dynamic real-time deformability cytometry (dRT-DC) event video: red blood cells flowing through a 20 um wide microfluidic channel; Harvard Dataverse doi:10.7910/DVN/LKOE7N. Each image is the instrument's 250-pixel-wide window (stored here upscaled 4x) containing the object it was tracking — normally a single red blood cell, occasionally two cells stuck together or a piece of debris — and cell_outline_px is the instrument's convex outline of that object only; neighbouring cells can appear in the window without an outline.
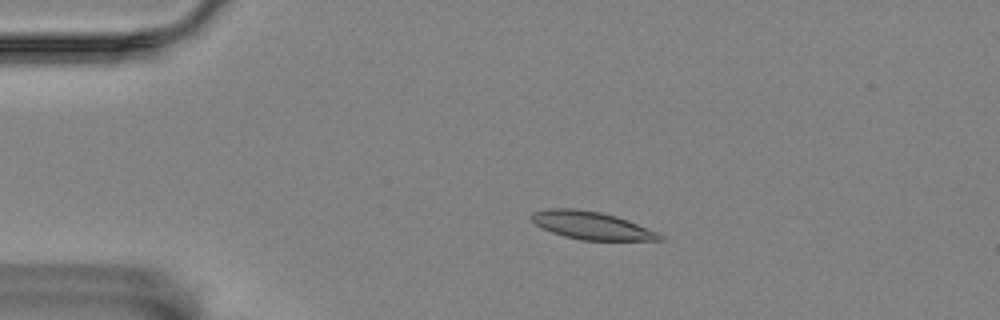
{"species": "Egyptian fruit bat (a non-hibernating species)", "species_latin": "Rousettus aegyptiacus", "temperature_condition": "room temperature", "stored_images_in_passage": 5, "camera_frame_rate_fps": 3000, "um_per_image_px": 0.085, "animal": {"sex": "female"}, "frame": {"image": 1, "passage_image": 3, "time_ms": 2.0, "image_size_px": [1000, 320], "cell_outline_px": [[664, 240], [580, 240], [564, 236], [552, 232], [536, 224], [528, 216], [532, 212], [548, 208], [576, 208], [600, 212], [616, 216], [628, 220], [656, 232], [664, 236]], "centroid_in_image_um": [50.25, 19.15], "position_along_channel_um": 34.8, "area_um2": 20.69}}
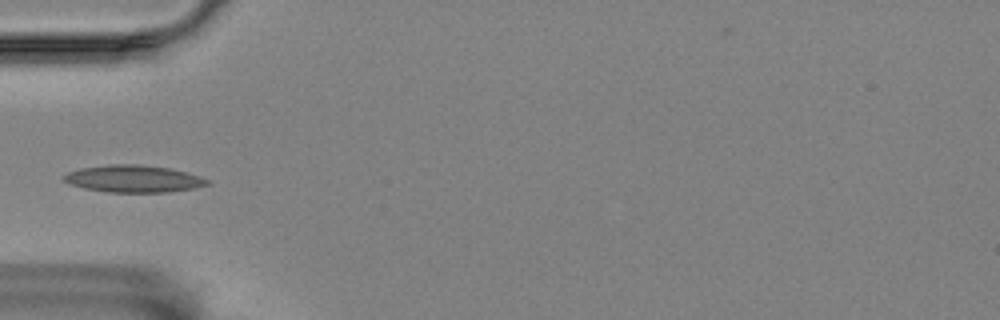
{"frame": {"image": 2, "passage_image": 5, "time_ms": 4.333, "image_size_px": [1000, 320], "cell_outline_px": [[212, 184], [192, 188], [168, 192], [108, 192], [84, 188], [68, 184], [60, 176], [68, 172], [80, 168], [108, 164], [136, 164], [168, 168], [200, 176], [208, 180]], "centroid_in_image_um": [11.29, 15.19], "position_along_channel_um": 73.7, "area_um2": 22.66}}